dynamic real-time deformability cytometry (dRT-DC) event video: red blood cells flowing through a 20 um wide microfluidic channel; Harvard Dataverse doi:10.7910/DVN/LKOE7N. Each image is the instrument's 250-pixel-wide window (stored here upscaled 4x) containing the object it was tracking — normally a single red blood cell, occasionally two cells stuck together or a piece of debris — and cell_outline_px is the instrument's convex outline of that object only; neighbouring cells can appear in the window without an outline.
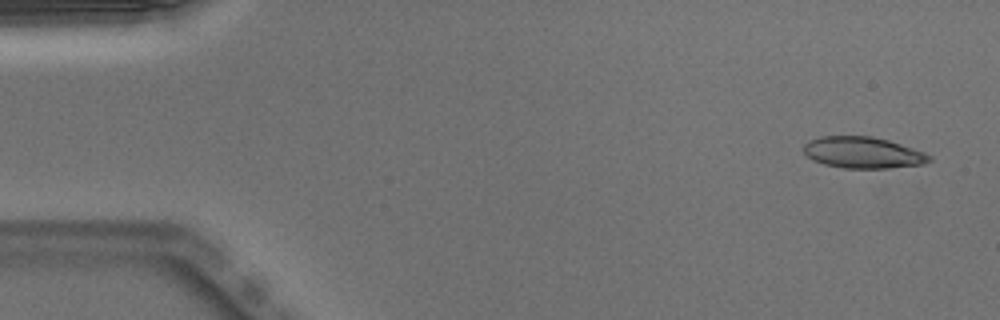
{"species": "Egyptian fruit bat (a non-hibernating species)", "species_latin": "Rousettus aegyptiacus", "temperature_condition": "warm", "stored_images_in_passage": 48, "camera_frame_rate_fps": 3000, "um_per_image_px": 0.085, "animal": {"sex": "male"}, "frame": {"image": 1, "passage_image": 1, "time_ms": 0.0, "image_size_px": [1000, 320], "cell_outline_px": [[932, 160], [924, 164], [888, 168], [844, 168], [824, 164], [812, 160], [804, 152], [804, 144], [808, 140], [820, 136], [872, 136], [888, 140], [924, 152], [932, 156]], "centroid_in_image_um": [73.34, 12.97], "position_along_channel_um": 11.7, "area_um2": 23.0}}
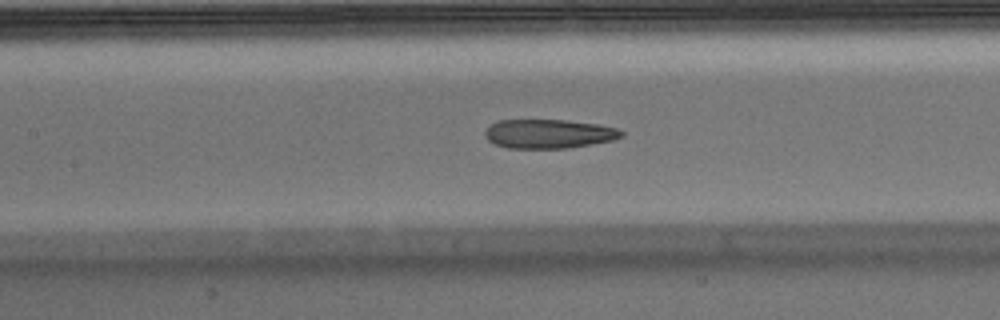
{"frame": {"image": 2, "passage_image": 21, "time_ms": 6.667, "image_size_px": [1000, 320], "cell_outline_px": [[624, 136], [612, 140], [592, 144], [568, 148], [508, 148], [496, 144], [488, 140], [484, 136], [484, 132], [492, 124], [500, 120], [564, 120], [600, 124], [616, 128], [624, 132]], "centroid_in_image_um": [46.67, 11.37], "position_along_channel_um": 160.7, "area_um2": 23.06}}
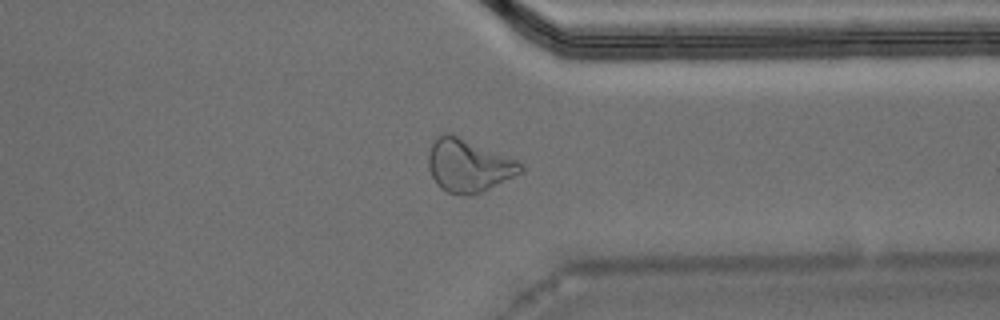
{"frame": {"image": 3, "passage_image": 37, "time_ms": 12.0, "image_size_px": [1000, 320], "cell_outline_px": [[524, 172], [480, 192], [468, 196], [460, 196], [448, 192], [440, 188], [436, 184], [428, 168], [428, 152], [436, 136], [440, 132], [452, 132], [520, 160], [524, 164]], "centroid_in_image_um": [39.84, 14.03], "position_along_channel_um": 371.6, "area_um2": 29.3}, "authors_computed_cell_mechanics": {"area_um2": 24.4205, "velocity_mm_per_s": 4.0006, "shape_relaxation_time_tau1_ms": null, "shape_relaxation_time_tau2_ms": 2.4325, "deformation_change_tau1": null, "deformation_change_tau2": 0.1174}}